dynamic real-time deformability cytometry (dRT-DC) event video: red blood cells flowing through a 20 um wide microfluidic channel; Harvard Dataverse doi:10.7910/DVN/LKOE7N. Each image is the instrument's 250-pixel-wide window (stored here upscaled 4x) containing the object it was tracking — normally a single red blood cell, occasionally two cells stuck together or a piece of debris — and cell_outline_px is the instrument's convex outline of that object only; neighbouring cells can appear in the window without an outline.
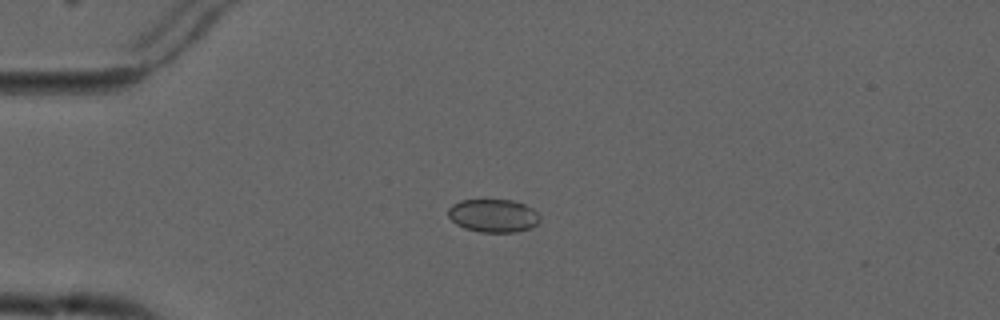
{"species": "common noctule bat (a hibernating species)", "species_latin": "Nyctalus noctula", "temperature_condition": "cold", "stored_images_in_passage": 5, "camera_frame_rate_fps": 3000, "um_per_image_px": 0.085, "animal": {"sex": "male", "forearm_length_mm": 52.5}, "frame": {"image": 1, "passage_image": 4, "time_ms": 3.667, "image_size_px": [1000, 320], "cell_outline_px": [[540, 220], [532, 228], [516, 232], [480, 232], [464, 228], [456, 224], [448, 216], [448, 208], [452, 204], [460, 200], [512, 200], [524, 204], [532, 208], [540, 216]], "centroid_in_image_um": [41.92, 18.33], "position_along_channel_um": 43.1, "area_um2": 17.8}}